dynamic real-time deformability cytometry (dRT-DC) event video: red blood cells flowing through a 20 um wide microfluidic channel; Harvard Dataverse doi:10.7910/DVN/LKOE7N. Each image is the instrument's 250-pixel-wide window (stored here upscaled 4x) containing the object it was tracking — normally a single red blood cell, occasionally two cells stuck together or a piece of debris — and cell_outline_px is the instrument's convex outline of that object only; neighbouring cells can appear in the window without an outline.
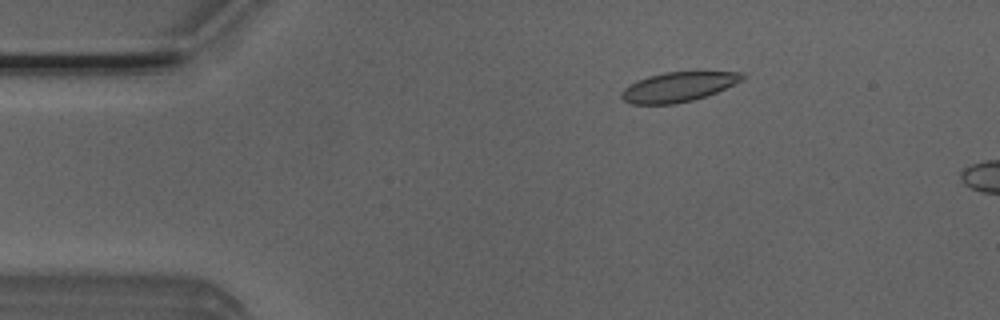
{"species": "Egyptian fruit bat (a non-hibernating species)", "species_latin": "Rousettus aegyptiacus", "temperature_condition": "room temperature", "stored_images_in_passage": 5, "camera_frame_rate_fps": 3000, "um_per_image_px": 0.085, "animal": {"sex": "male"}, "frame": {"image": 1, "passage_image": 3, "time_ms": 0.667, "image_size_px": [1000, 320], "cell_outline_px": [[744, 80], [716, 92], [692, 100], [676, 104], [632, 104], [624, 100], [620, 96], [620, 92], [624, 88], [636, 80], [648, 76], [664, 72], [696, 68], [744, 72]], "centroid_in_image_um": [57.73, 7.31], "position_along_channel_um": 27.3, "area_um2": 21.96}}